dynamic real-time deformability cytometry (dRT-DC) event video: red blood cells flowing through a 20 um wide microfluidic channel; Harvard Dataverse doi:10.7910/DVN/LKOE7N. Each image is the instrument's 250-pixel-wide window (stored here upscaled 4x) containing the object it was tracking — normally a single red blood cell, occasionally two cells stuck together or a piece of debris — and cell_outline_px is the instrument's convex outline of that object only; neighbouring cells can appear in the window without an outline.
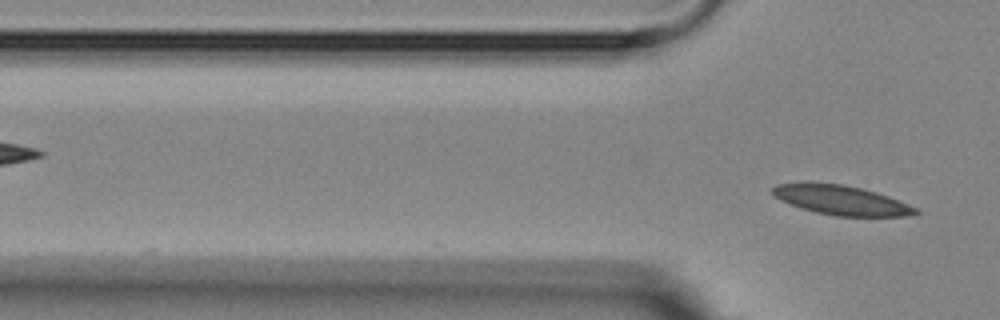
{"species": "Egyptian fruit bat (a non-hibernating species)", "species_latin": "Rousettus aegyptiacus", "temperature_condition": "room temperature", "stored_images_in_passage": 3, "segment_of_instrument_passage": [2, 2], "camera_frame_rate_fps": 3000, "um_per_image_px": 0.085, "animal": {"sex": "female"}, "frame": {"image": 1, "passage_image": 3, "time_ms": 2.667, "image_size_px": [1000, 320], "cell_outline_px": [[920, 212], [904, 216], [836, 216], [816, 212], [800, 208], [788, 204], [780, 200], [772, 192], [772, 188], [776, 184], [844, 184], [876, 192], [888, 196], [916, 208]], "centroid_in_image_um": [71.5, 17.03], "position_along_channel_um": 54.3, "area_um2": 23.93}}